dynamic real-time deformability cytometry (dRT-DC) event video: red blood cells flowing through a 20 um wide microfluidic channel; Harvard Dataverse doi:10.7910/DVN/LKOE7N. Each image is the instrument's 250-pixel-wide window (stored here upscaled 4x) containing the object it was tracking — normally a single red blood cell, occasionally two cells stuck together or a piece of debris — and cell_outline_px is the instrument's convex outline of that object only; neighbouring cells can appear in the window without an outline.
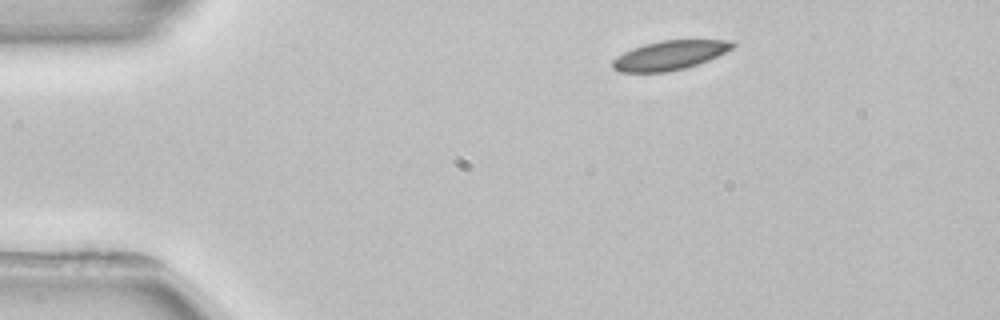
{"species": "common noctule bat (a hibernating species)", "species_latin": "Nyctalus noctula", "temperature_condition": "room temperature", "stored_images_in_passage": 3, "camera_frame_rate_fps": 3000, "um_per_image_px": 0.085, "animal": {"sex": "female", "body_mass_g": 22.7, "forearm_length_mm": 54.2}, "frame": {"image": 1, "passage_image": 1, "time_ms": 0.0, "image_size_px": [1000, 320], "cell_outline_px": [[736, 44], [732, 48], [708, 60], [684, 68], [668, 72], [620, 72], [612, 68], [612, 60], [616, 56], [632, 48], [644, 44], [660, 40], [732, 40]], "centroid_in_image_um": [56.88, 4.69], "position_along_channel_um": 28.1, "area_um2": 20.35}}
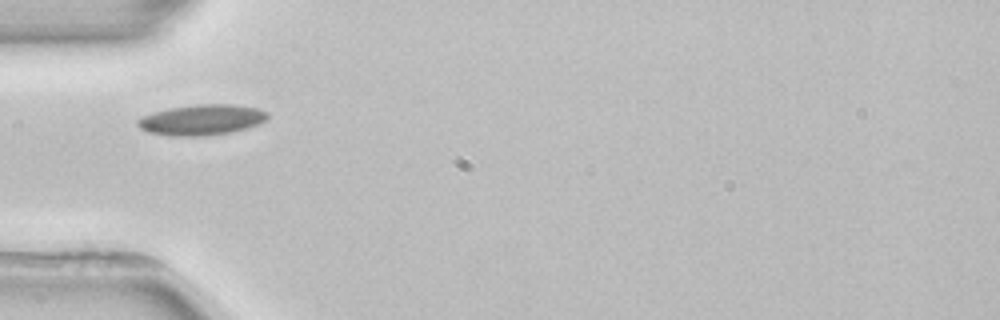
{"frame": {"image": 2, "passage_image": 3, "time_ms": 2.667, "image_size_px": [1000, 320], "cell_outline_px": [[268, 116], [260, 124], [248, 128], [232, 132], [204, 136], [172, 136], [148, 132], [140, 128], [136, 124], [136, 120], [144, 116], [168, 108], [196, 104], [232, 104], [256, 108], [268, 112]], "centroid_in_image_um": [17.15, 10.19], "position_along_channel_um": 67.8, "area_um2": 23.18}}